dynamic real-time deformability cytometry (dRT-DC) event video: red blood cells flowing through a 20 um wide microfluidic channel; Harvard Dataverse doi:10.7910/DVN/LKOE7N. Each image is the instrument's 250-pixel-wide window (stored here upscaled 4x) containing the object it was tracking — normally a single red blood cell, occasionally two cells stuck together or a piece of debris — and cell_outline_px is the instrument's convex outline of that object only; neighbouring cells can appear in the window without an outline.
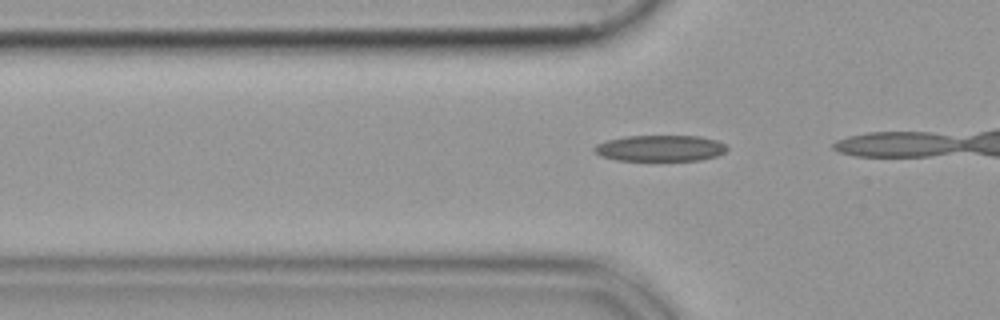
{"species": "common noctule bat (a hibernating species)", "species_latin": "Nyctalus noctula", "temperature_condition": "cold", "stored_images_in_passage": 15, "camera_frame_rate_fps": 3000, "um_per_image_px": 0.085, "animal": {"sex": "female", "body_mass_g": 19.9}, "frame": {"image": 1, "passage_image": 13, "time_ms": 4.0, "image_size_px": [1000, 320], "cell_outline_px": [[728, 148], [724, 152], [716, 156], [700, 160], [616, 160], [600, 156], [592, 148], [596, 144], [608, 140], [624, 136], [700, 136], [716, 140], [724, 144]], "centroid_in_image_um": [56.1, 12.59], "position_along_channel_um": 69.7, "area_um2": 20.11}}